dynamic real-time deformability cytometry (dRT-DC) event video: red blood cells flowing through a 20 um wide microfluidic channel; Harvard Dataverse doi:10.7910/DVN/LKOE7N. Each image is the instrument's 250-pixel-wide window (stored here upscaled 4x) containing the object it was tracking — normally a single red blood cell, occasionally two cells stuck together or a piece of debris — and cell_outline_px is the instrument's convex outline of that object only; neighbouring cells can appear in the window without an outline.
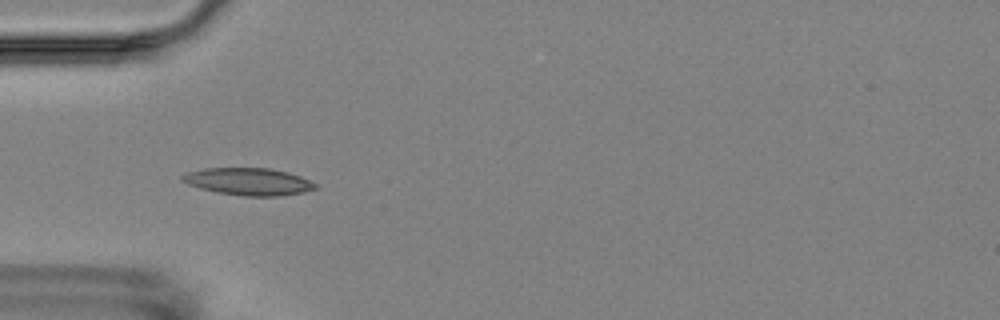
{"species": "Egyptian fruit bat (a non-hibernating species)", "species_latin": "Rousettus aegyptiacus", "temperature_condition": "room temperature", "stored_images_in_passage": 17, "camera_frame_rate_fps": 3000, "um_per_image_px": 0.085, "animal": {"sex": "female"}, "frame": {"image": 1, "passage_image": 6, "time_ms": 5.667, "image_size_px": [1000, 320], "cell_outline_px": [[316, 188], [304, 192], [280, 196], [244, 196], [216, 192], [200, 188], [188, 184], [180, 180], [180, 176], [188, 172], [204, 168], [272, 168], [288, 172], [300, 176], [316, 184]], "centroid_in_image_um": [21.1, 15.43], "position_along_channel_um": 63.9, "area_um2": 21.15}}
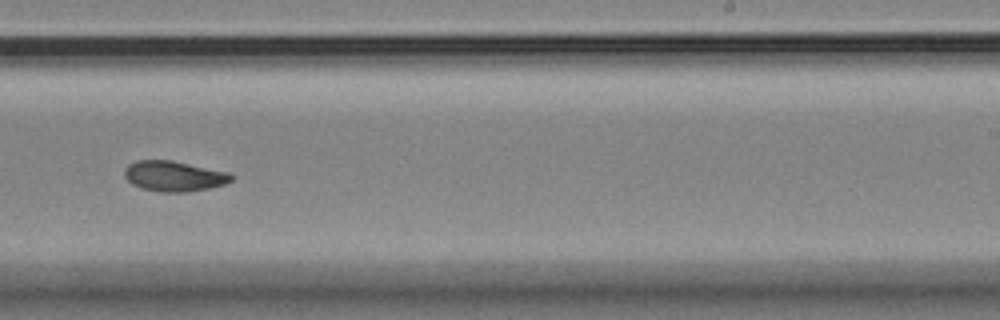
{"frame": {"image": 2, "passage_image": 11, "time_ms": 11.667, "image_size_px": [1000, 320], "cell_outline_px": [[232, 180], [224, 184], [208, 188], [188, 192], [160, 192], [140, 188], [132, 184], [124, 176], [124, 168], [128, 164], [136, 160], [172, 160], [228, 172], [232, 176]], "centroid_in_image_um": [14.74, 14.97], "position_along_channel_um": 274.3, "area_um2": 18.96}}
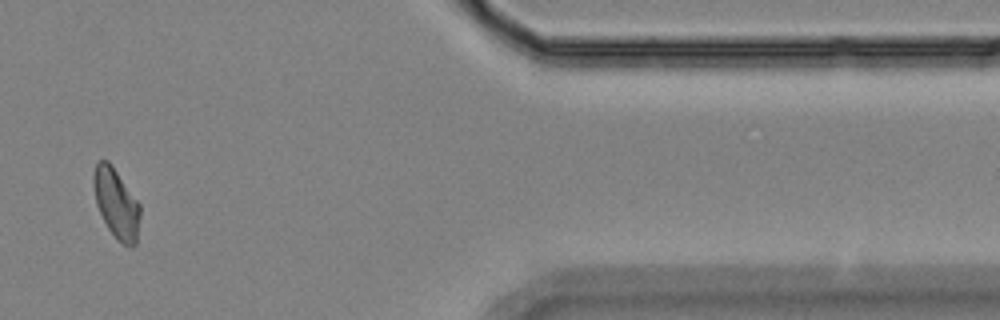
{"frame": {"image": 3, "passage_image": 15, "time_ms": 16.333, "image_size_px": [1000, 320], "cell_outline_px": [[140, 216], [136, 244], [132, 248], [116, 240], [108, 228], [96, 204], [92, 184], [92, 176], [96, 160], [108, 160], [112, 164], [140, 204]], "centroid_in_image_um": [9.87, 17.27], "position_along_channel_um": 401.5, "area_um2": 19.19}, "authors_computed_cell_mechanics": {"area_um2": 19.1896, "velocity_mm_per_s": 3.5236, "shape_relaxation_time_tau1_ms": 11.0358, "shape_relaxation_time_tau2_ms": 5.2994, "deformation_change_tau1": 0.1981, "deformation_change_tau2": 0.0927}}